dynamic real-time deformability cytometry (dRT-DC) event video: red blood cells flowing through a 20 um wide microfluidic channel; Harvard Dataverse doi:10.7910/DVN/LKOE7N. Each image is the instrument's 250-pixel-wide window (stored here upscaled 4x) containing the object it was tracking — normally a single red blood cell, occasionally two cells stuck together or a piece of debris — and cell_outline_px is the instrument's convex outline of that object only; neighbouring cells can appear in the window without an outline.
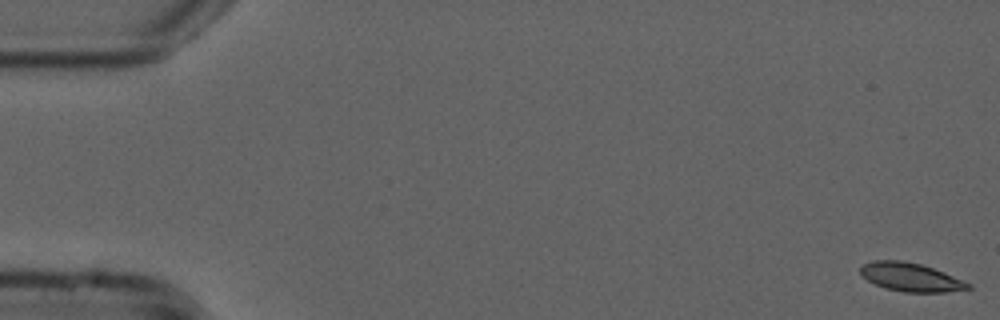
{"species": "common noctule bat (a hibernating species)", "species_latin": "Nyctalus noctula", "temperature_condition": "cold", "stored_images_in_passage": 54, "camera_frame_rate_fps": 3000, "um_per_image_px": 0.085, "animal": {"sex": "male", "forearm_length_mm": 52.5}, "frame": {"image": 1, "passage_image": 1, "time_ms": 0.0, "image_size_px": [1000, 320], "cell_outline_px": [[972, 288], [944, 292], [904, 292], [884, 288], [868, 280], [860, 272], [860, 268], [864, 264], [872, 260], [900, 260], [920, 264], [944, 272], [972, 284]], "centroid_in_image_um": [77.42, 23.56], "position_along_channel_um": 7.6, "area_um2": 17.74}}
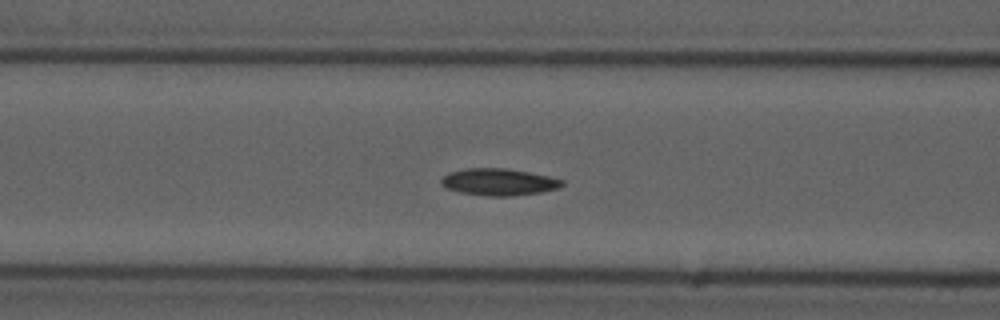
{"frame": {"image": 2, "passage_image": 22, "time_ms": 7.0, "image_size_px": [1000, 320], "cell_outline_px": [[564, 184], [560, 188], [540, 192], [512, 196], [488, 196], [460, 192], [444, 188], [440, 184], [440, 180], [448, 172], [468, 168], [508, 168], [548, 176], [564, 180]], "centroid_in_image_um": [42.38, 15.47], "position_along_channel_um": 124.2, "area_um2": 19.07}}
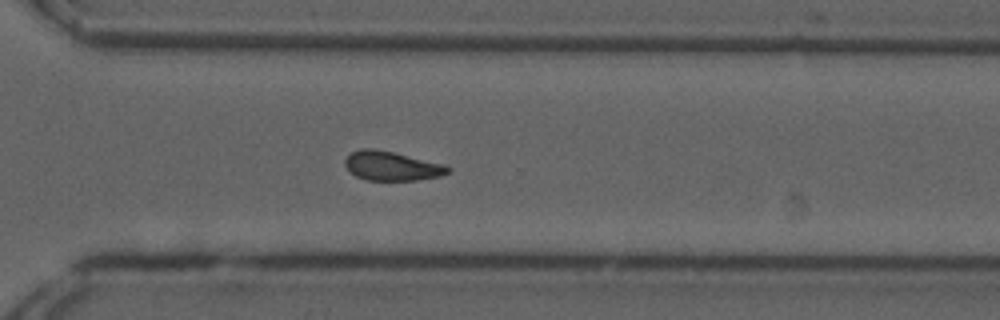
{"frame": {"image": 3, "passage_image": 39, "time_ms": 12.667, "image_size_px": [1000, 320], "cell_outline_px": [[452, 172], [440, 176], [416, 180], [364, 180], [348, 172], [344, 164], [344, 160], [352, 152], [360, 148], [372, 148], [392, 152], [444, 164], [452, 168]], "centroid_in_image_um": [33.28, 14.12], "position_along_channel_um": 337.3, "area_um2": 17.63}, "authors_computed_cell_mechanics": {"area_um2": 18.0625, "velocity_mm_per_s": 3.766, "shape_relaxation_time_tau1_ms": null, "shape_relaxation_time_tau2_ms": 6.0512, "deformation_change_tau1": null, "deformation_change_tau2": 0.1373}}